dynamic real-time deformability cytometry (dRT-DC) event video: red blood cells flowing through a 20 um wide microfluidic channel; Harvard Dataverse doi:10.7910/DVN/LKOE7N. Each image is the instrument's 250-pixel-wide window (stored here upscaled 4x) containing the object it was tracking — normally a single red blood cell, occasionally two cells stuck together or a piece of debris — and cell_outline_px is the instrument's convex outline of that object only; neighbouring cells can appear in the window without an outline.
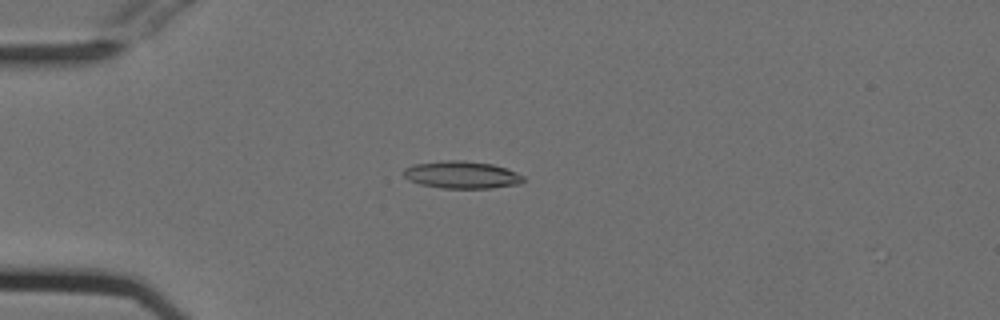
{"species": "Egyptian fruit bat (a non-hibernating species)", "species_latin": "Rousettus aegyptiacus", "temperature_condition": "cold", "stored_images_in_passage": 7, "camera_frame_rate_fps": 3000, "um_per_image_px": 0.085, "animal": {"sex": "female"}, "frame": {"image": 1, "passage_image": 4, "time_ms": 1.0, "image_size_px": [1000, 320], "cell_outline_px": [[524, 180], [520, 184], [492, 188], [440, 188], [420, 184], [408, 180], [404, 176], [404, 168], [416, 164], [444, 160], [464, 160], [492, 164], [504, 168], [524, 176]], "centroid_in_image_um": [39.24, 14.86], "position_along_channel_um": 45.8, "area_um2": 19.02}}